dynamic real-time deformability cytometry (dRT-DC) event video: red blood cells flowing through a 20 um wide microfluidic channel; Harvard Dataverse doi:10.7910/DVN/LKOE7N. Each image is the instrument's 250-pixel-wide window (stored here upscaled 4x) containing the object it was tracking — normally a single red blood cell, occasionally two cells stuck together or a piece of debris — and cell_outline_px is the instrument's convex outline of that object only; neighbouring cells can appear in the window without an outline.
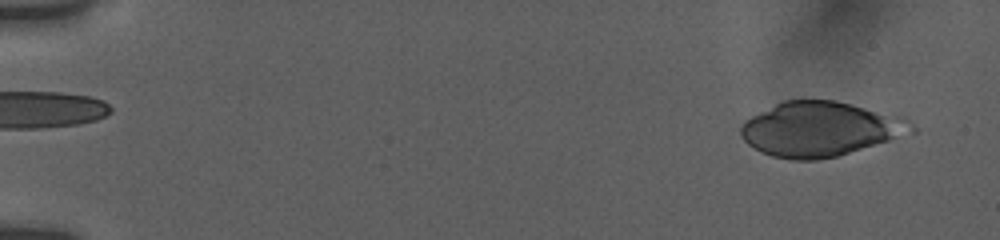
{"species": "human", "species_latin": "Homo sapiens", "temperature_condition": "room temperature", "stored_images_in_passage": 57, "camera_frame_rate_fps": 3000, "um_per_image_px": 0.085, "donor": {"sex": "female"}, "frame": {"image": 1, "passage_image": 3, "time_ms": 0.667, "image_size_px": [1000, 240], "cell_outline_px": [[916, 132], [836, 156], [816, 160], [792, 160], [772, 156], [760, 152], [748, 144], [740, 136], [740, 128], [752, 116], [784, 100], [836, 100], [904, 116], [916, 128]], "centroid_in_image_um": [69.75, 10.97], "position_along_channel_um": 15.3, "area_um2": 54.16}}